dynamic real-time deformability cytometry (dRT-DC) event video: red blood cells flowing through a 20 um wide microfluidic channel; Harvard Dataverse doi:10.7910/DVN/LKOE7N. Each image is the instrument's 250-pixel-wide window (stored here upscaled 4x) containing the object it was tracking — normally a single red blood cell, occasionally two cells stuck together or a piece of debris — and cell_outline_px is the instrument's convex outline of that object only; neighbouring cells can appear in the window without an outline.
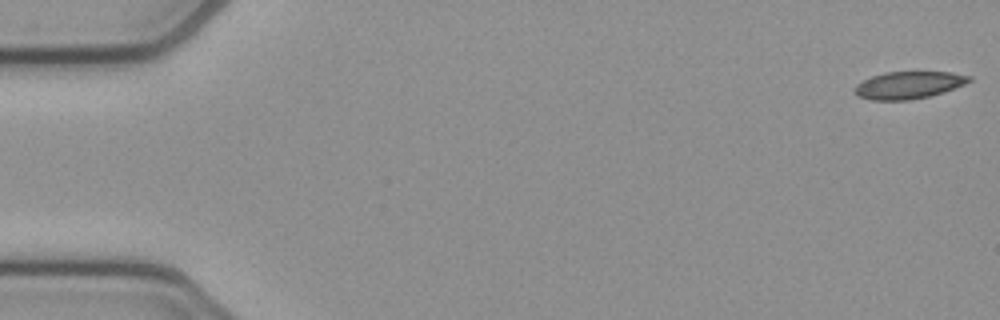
{"species": "common noctule bat (a hibernating species)", "species_latin": "Nyctalus noctula", "temperature_condition": "cold", "stored_images_in_passage": 53, "camera_frame_rate_fps": 3000, "um_per_image_px": 0.085, "animal": {"sex": "female", "body_mass_g": 21.9}, "frame": {"image": 1, "passage_image": 1, "time_ms": 0.0, "image_size_px": [1000, 320], "cell_outline_px": [[972, 80], [964, 84], [944, 92], [928, 96], [908, 100], [872, 100], [856, 96], [852, 92], [852, 88], [856, 84], [872, 76], [884, 72], [952, 72], [972, 76]], "centroid_in_image_um": [77.19, 7.23], "position_along_channel_um": 7.8, "area_um2": 18.32}}
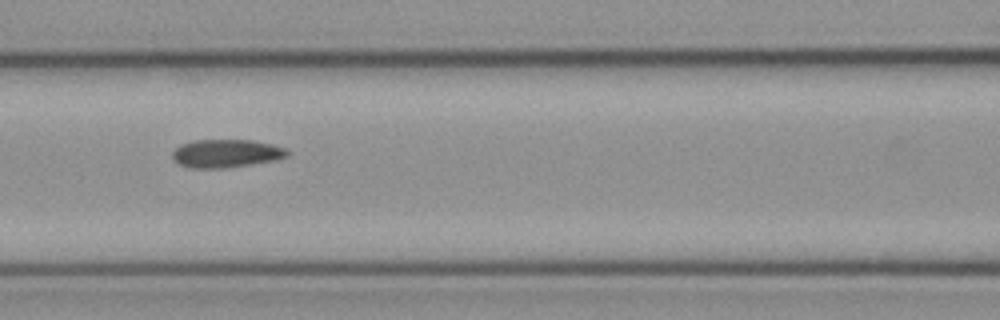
{"frame": {"image": 2, "passage_image": 23, "time_ms": 7.333, "image_size_px": [1000, 320], "cell_outline_px": [[292, 152], [288, 156], [276, 160], [228, 168], [188, 168], [176, 164], [172, 160], [172, 152], [180, 144], [192, 140], [252, 140], [272, 144], [288, 148]], "centroid_in_image_um": [19.23, 13.05], "position_along_channel_um": 147.4, "area_um2": 19.36}}
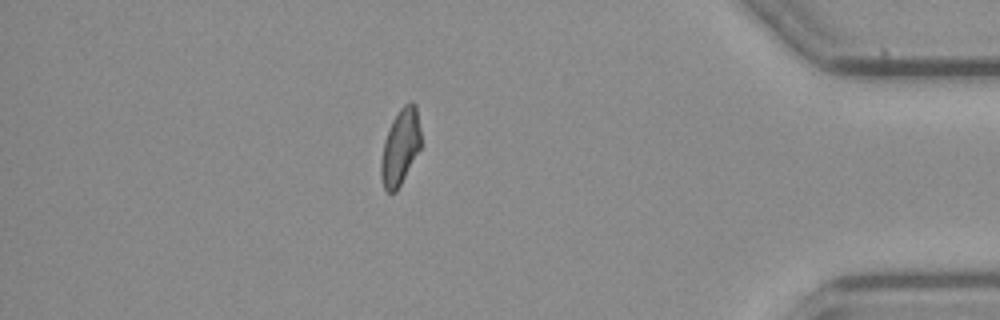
{"frame": {"image": 3, "passage_image": 46, "time_ms": 15.0, "image_size_px": [1000, 320], "cell_outline_px": [[420, 148], [396, 192], [388, 192], [384, 188], [380, 176], [380, 164], [384, 140], [392, 120], [400, 108], [404, 104], [412, 100], [416, 104], [420, 128]], "centroid_in_image_um": [34.01, 12.47], "position_along_channel_um": 401.2, "area_um2": 17.57}, "authors_computed_cell_mechanics": {"area_um2": 18.6116, "velocity_mm_per_s": 3.8589, "shape_relaxation_time_tau1_ms": null, "shape_relaxation_time_tau2_ms": 3.7602, "deformation_change_tau1": null, "deformation_change_tau2": 0.0868}}